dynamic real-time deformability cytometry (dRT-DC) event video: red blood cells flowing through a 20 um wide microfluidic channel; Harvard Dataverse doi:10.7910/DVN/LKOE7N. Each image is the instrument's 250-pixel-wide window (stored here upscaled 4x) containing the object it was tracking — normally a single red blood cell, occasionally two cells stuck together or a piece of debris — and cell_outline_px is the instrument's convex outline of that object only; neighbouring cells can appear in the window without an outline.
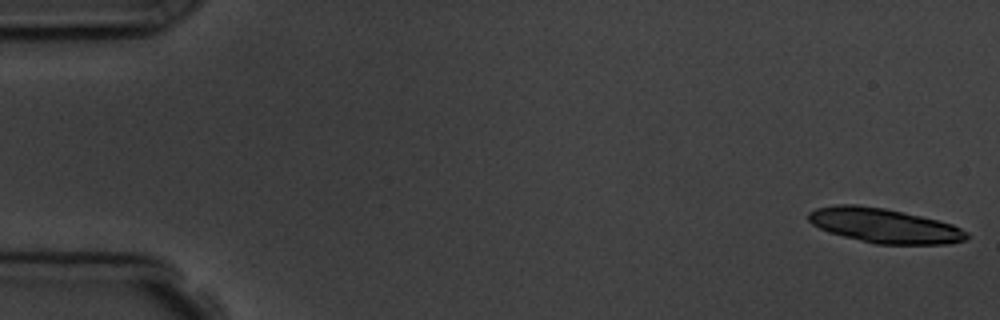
{"species": "common noctule bat (a hibernating species)", "species_latin": "Nyctalus noctula", "temperature_condition": "room temperature", "stored_images_in_passage": 6, "camera_frame_rate_fps": 3000, "um_per_image_px": 0.085, "animal": {"sex": "male", "body_mass_g": 19.5, "forearm_length_mm": 54.6}, "frame": {"image": 1, "passage_image": 1, "time_ms": 0.0, "image_size_px": [1000, 320], "cell_outline_px": [[968, 236], [964, 240], [948, 244], [876, 244], [828, 232], [812, 224], [808, 220], [808, 212], [816, 208], [836, 204], [856, 204], [884, 208], [920, 216], [952, 224], [968, 232]], "centroid_in_image_um": [75.13, 19.17], "position_along_channel_um": 9.9, "area_um2": 31.67}}
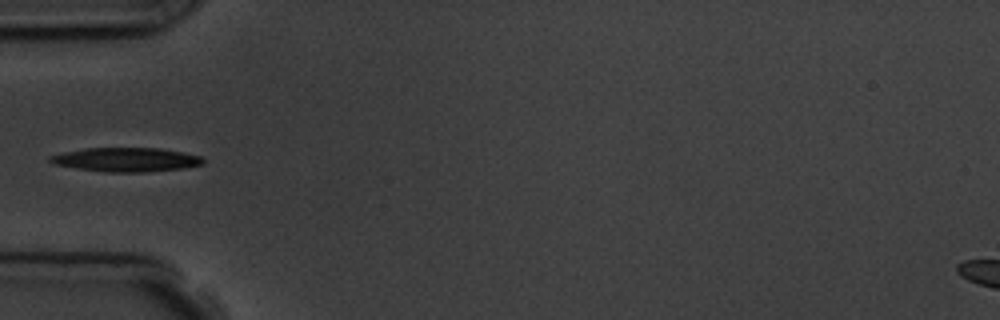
{"frame": {"image": 2, "passage_image": 6, "time_ms": 5.667, "image_size_px": [1000, 320], "cell_outline_px": [[204, 164], [184, 168], [148, 172], [104, 172], [76, 168], [52, 164], [48, 160], [48, 156], [64, 152], [88, 148], [160, 148], [200, 156], [204, 160]], "centroid_in_image_um": [10.7, 13.58], "position_along_channel_um": 74.3, "area_um2": 21.44}}